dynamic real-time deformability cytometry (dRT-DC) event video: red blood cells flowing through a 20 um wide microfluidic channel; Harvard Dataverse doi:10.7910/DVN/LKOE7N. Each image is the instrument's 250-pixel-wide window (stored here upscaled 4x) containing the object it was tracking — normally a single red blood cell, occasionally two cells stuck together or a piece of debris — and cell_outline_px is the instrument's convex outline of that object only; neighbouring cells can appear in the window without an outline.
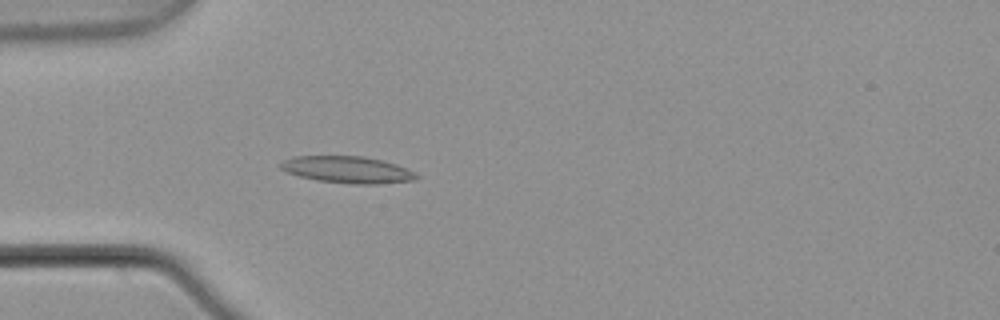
{"species": "common noctule bat (a hibernating species)", "species_latin": "Nyctalus noctula", "temperature_condition": "warm", "stored_images_in_passage": 3, "camera_frame_rate_fps": 3000, "um_per_image_px": 0.085, "animal": {"sex": "male", "body_mass_g": 21.5, "forearm_length_mm": 52.0}, "frame": {"image": 1, "passage_image": 3, "time_ms": 0.667, "image_size_px": [1000, 320], "cell_outline_px": [[420, 176], [412, 180], [376, 184], [352, 184], [316, 180], [300, 176], [288, 172], [280, 168], [280, 164], [284, 160], [292, 156], [364, 156], [396, 164], [416, 172]], "centroid_in_image_um": [29.53, 14.42], "position_along_channel_um": 55.5, "area_um2": 21.1}}